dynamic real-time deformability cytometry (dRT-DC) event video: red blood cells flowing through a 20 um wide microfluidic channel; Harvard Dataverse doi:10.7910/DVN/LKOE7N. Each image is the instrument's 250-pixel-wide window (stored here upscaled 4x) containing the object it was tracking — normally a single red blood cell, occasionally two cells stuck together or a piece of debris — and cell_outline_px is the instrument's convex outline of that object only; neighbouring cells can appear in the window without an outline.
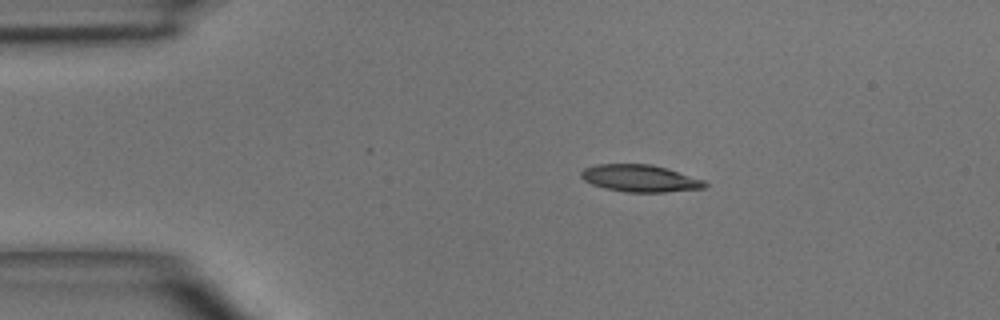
{"species": "common noctule bat (a hibernating species)", "species_latin": "Nyctalus noctula", "temperature_condition": "room temperature", "stored_images_in_passage": 2, "camera_frame_rate_fps": 3000, "um_per_image_px": 0.085, "animal": {"sex": "male", "body_mass_g": 15.6}, "frame": {"image": 1, "passage_image": 1, "time_ms": 0.0, "image_size_px": [1000, 320], "cell_outline_px": [[708, 184], [704, 188], [664, 192], [628, 192], [604, 188], [592, 184], [584, 180], [580, 176], [580, 172], [584, 168], [596, 164], [652, 164], [668, 168], [704, 180]], "centroid_in_image_um": [54.4, 15.15], "position_along_channel_um": 30.6, "area_um2": 19.59}}